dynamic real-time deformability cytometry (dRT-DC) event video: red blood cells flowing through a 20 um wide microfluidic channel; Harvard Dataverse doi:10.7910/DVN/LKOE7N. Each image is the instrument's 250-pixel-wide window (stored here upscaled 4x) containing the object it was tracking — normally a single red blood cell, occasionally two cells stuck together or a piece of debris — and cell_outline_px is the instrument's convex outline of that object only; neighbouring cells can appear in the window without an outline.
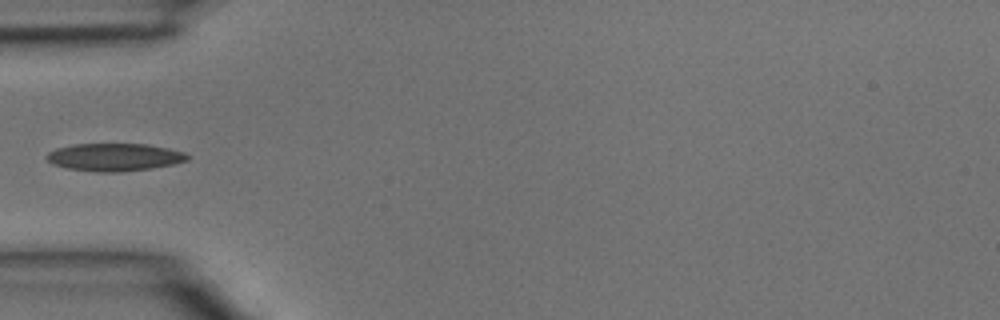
{"species": "common noctule bat (a hibernating species)", "species_latin": "Nyctalus noctula", "temperature_condition": "room temperature", "stored_images_in_passage": 3, "camera_frame_rate_fps": 3000, "um_per_image_px": 0.085, "animal": {"sex": "male", "body_mass_g": 15.6}, "frame": {"image": 1, "passage_image": 3, "time_ms": 0.667, "image_size_px": [1000, 320], "cell_outline_px": [[188, 160], [172, 164], [152, 168], [120, 172], [96, 172], [68, 168], [52, 164], [44, 156], [48, 152], [56, 148], [76, 144], [148, 144], [168, 148], [184, 152], [188, 156]], "centroid_in_image_um": [9.7, 13.36], "position_along_channel_um": 75.3, "area_um2": 22.66}}